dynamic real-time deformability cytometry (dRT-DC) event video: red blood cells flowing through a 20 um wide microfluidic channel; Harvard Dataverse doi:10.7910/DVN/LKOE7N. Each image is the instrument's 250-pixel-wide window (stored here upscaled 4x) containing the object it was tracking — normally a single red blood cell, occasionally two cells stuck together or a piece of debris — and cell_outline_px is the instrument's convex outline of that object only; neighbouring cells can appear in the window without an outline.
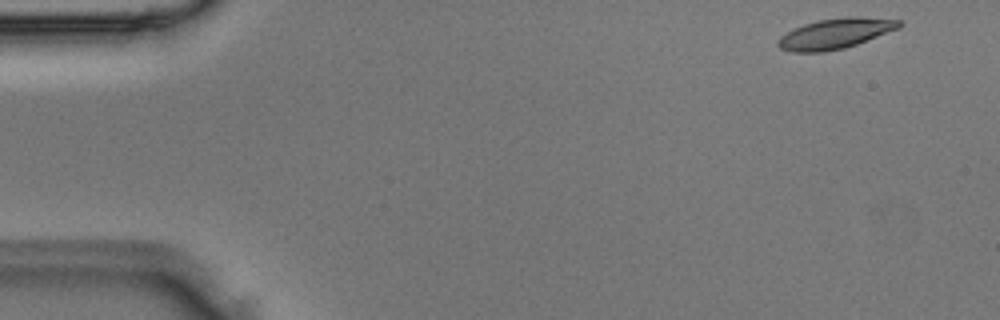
{"species": "Egyptian fruit bat (a non-hibernating species)", "species_latin": "Rousettus aegyptiacus", "temperature_condition": "room temperature", "stored_images_in_passage": 4, "camera_frame_rate_fps": 3000, "um_per_image_px": 0.085, "animal": {"sex": "male"}, "frame": {"image": 1, "passage_image": 1, "time_ms": 0.0, "image_size_px": [1000, 320], "cell_outline_px": [[904, 24], [900, 28], [856, 44], [844, 48], [824, 52], [792, 52], [780, 48], [776, 44], [776, 40], [780, 36], [792, 28], [816, 20], [848, 16], [860, 16], [900, 20]], "centroid_in_image_um": [70.98, 2.84], "position_along_channel_um": 14.0, "area_um2": 21.68}}
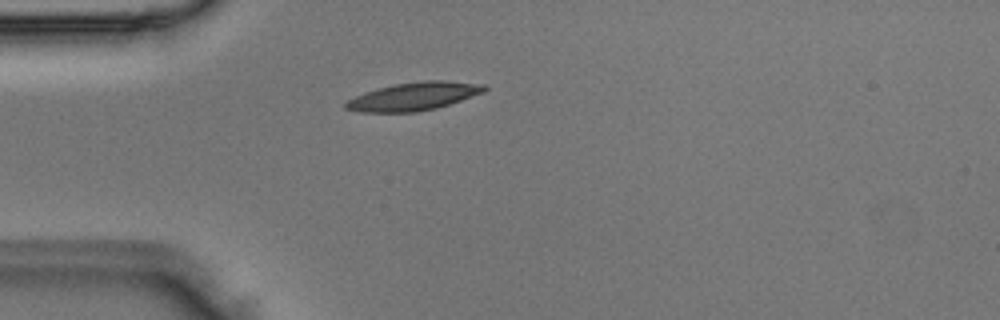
{"frame": {"image": 2, "passage_image": 4, "time_ms": 1.0, "image_size_px": [1000, 320], "cell_outline_px": [[488, 88], [484, 92], [436, 108], [416, 112], [360, 112], [344, 108], [344, 100], [364, 92], [396, 84], [424, 80], [444, 80], [484, 84]], "centroid_in_image_um": [35.13, 8.19], "position_along_channel_um": 49.9, "area_um2": 22.66}}